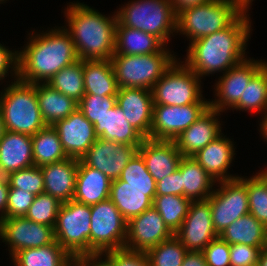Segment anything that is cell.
Returning <instances> with one entry per match:
<instances>
[{
    "label": "cell",
    "instance_id": "1",
    "mask_svg": "<svg viewBox=\"0 0 267 266\" xmlns=\"http://www.w3.org/2000/svg\"><path fill=\"white\" fill-rule=\"evenodd\" d=\"M248 9L227 28L189 44L185 64L200 78L217 71L225 73L246 59L252 29Z\"/></svg>",
    "mask_w": 267,
    "mask_h": 266
},
{
    "label": "cell",
    "instance_id": "2",
    "mask_svg": "<svg viewBox=\"0 0 267 266\" xmlns=\"http://www.w3.org/2000/svg\"><path fill=\"white\" fill-rule=\"evenodd\" d=\"M47 32L31 33L29 43L23 50H17V79L20 81L47 83L62 68L79 60L71 35L64 26Z\"/></svg>",
    "mask_w": 267,
    "mask_h": 266
},
{
    "label": "cell",
    "instance_id": "3",
    "mask_svg": "<svg viewBox=\"0 0 267 266\" xmlns=\"http://www.w3.org/2000/svg\"><path fill=\"white\" fill-rule=\"evenodd\" d=\"M65 11V29L70 33L79 59L108 60L115 52L117 16L107 17L84 3H71Z\"/></svg>",
    "mask_w": 267,
    "mask_h": 266
},
{
    "label": "cell",
    "instance_id": "4",
    "mask_svg": "<svg viewBox=\"0 0 267 266\" xmlns=\"http://www.w3.org/2000/svg\"><path fill=\"white\" fill-rule=\"evenodd\" d=\"M249 5L244 0H210L177 14V33L190 43L230 26Z\"/></svg>",
    "mask_w": 267,
    "mask_h": 266
},
{
    "label": "cell",
    "instance_id": "5",
    "mask_svg": "<svg viewBox=\"0 0 267 266\" xmlns=\"http://www.w3.org/2000/svg\"><path fill=\"white\" fill-rule=\"evenodd\" d=\"M0 93V113L6 131L33 136L47 126L40 113L36 84L14 79Z\"/></svg>",
    "mask_w": 267,
    "mask_h": 266
},
{
    "label": "cell",
    "instance_id": "6",
    "mask_svg": "<svg viewBox=\"0 0 267 266\" xmlns=\"http://www.w3.org/2000/svg\"><path fill=\"white\" fill-rule=\"evenodd\" d=\"M115 13L121 25L152 34L165 45L177 33V14L170 0H135Z\"/></svg>",
    "mask_w": 267,
    "mask_h": 266
},
{
    "label": "cell",
    "instance_id": "7",
    "mask_svg": "<svg viewBox=\"0 0 267 266\" xmlns=\"http://www.w3.org/2000/svg\"><path fill=\"white\" fill-rule=\"evenodd\" d=\"M168 48L146 55H113V71L119 88L152 90L155 83L177 59Z\"/></svg>",
    "mask_w": 267,
    "mask_h": 266
},
{
    "label": "cell",
    "instance_id": "8",
    "mask_svg": "<svg viewBox=\"0 0 267 266\" xmlns=\"http://www.w3.org/2000/svg\"><path fill=\"white\" fill-rule=\"evenodd\" d=\"M54 234L56 242L71 257L91 255L90 206L74 200L62 203Z\"/></svg>",
    "mask_w": 267,
    "mask_h": 266
},
{
    "label": "cell",
    "instance_id": "9",
    "mask_svg": "<svg viewBox=\"0 0 267 266\" xmlns=\"http://www.w3.org/2000/svg\"><path fill=\"white\" fill-rule=\"evenodd\" d=\"M201 79L184 61L176 59L152 88L153 104H210L202 96Z\"/></svg>",
    "mask_w": 267,
    "mask_h": 266
},
{
    "label": "cell",
    "instance_id": "10",
    "mask_svg": "<svg viewBox=\"0 0 267 266\" xmlns=\"http://www.w3.org/2000/svg\"><path fill=\"white\" fill-rule=\"evenodd\" d=\"M91 254L125 247L127 221L114 203L107 199L90 206Z\"/></svg>",
    "mask_w": 267,
    "mask_h": 266
},
{
    "label": "cell",
    "instance_id": "11",
    "mask_svg": "<svg viewBox=\"0 0 267 266\" xmlns=\"http://www.w3.org/2000/svg\"><path fill=\"white\" fill-rule=\"evenodd\" d=\"M218 184L220 188L214 189L207 200L211 207L214 230L219 235L235 220L249 213V200L245 177L239 176Z\"/></svg>",
    "mask_w": 267,
    "mask_h": 266
},
{
    "label": "cell",
    "instance_id": "12",
    "mask_svg": "<svg viewBox=\"0 0 267 266\" xmlns=\"http://www.w3.org/2000/svg\"><path fill=\"white\" fill-rule=\"evenodd\" d=\"M210 108V104H153L150 139L174 141Z\"/></svg>",
    "mask_w": 267,
    "mask_h": 266
},
{
    "label": "cell",
    "instance_id": "13",
    "mask_svg": "<svg viewBox=\"0 0 267 266\" xmlns=\"http://www.w3.org/2000/svg\"><path fill=\"white\" fill-rule=\"evenodd\" d=\"M0 238L8 244L10 257L20 250L54 243V227L36 223L25 217L0 220Z\"/></svg>",
    "mask_w": 267,
    "mask_h": 266
},
{
    "label": "cell",
    "instance_id": "14",
    "mask_svg": "<svg viewBox=\"0 0 267 266\" xmlns=\"http://www.w3.org/2000/svg\"><path fill=\"white\" fill-rule=\"evenodd\" d=\"M246 59L223 73L215 83L217 99L210 101V108L218 112L231 109L243 96L252 77L267 63L266 61Z\"/></svg>",
    "mask_w": 267,
    "mask_h": 266
},
{
    "label": "cell",
    "instance_id": "15",
    "mask_svg": "<svg viewBox=\"0 0 267 266\" xmlns=\"http://www.w3.org/2000/svg\"><path fill=\"white\" fill-rule=\"evenodd\" d=\"M188 251H202L218 237L211 218L209 201H191L181 227L174 234Z\"/></svg>",
    "mask_w": 267,
    "mask_h": 266
},
{
    "label": "cell",
    "instance_id": "16",
    "mask_svg": "<svg viewBox=\"0 0 267 266\" xmlns=\"http://www.w3.org/2000/svg\"><path fill=\"white\" fill-rule=\"evenodd\" d=\"M138 147L98 137L80 160L113 181L119 179L127 163L138 151Z\"/></svg>",
    "mask_w": 267,
    "mask_h": 266
},
{
    "label": "cell",
    "instance_id": "17",
    "mask_svg": "<svg viewBox=\"0 0 267 266\" xmlns=\"http://www.w3.org/2000/svg\"><path fill=\"white\" fill-rule=\"evenodd\" d=\"M173 235L161 215L152 206L127 222L125 248L146 252Z\"/></svg>",
    "mask_w": 267,
    "mask_h": 266
},
{
    "label": "cell",
    "instance_id": "18",
    "mask_svg": "<svg viewBox=\"0 0 267 266\" xmlns=\"http://www.w3.org/2000/svg\"><path fill=\"white\" fill-rule=\"evenodd\" d=\"M57 131L63 149L69 158L80 160L97 140L94 125L77 108L63 120L56 122Z\"/></svg>",
    "mask_w": 267,
    "mask_h": 266
},
{
    "label": "cell",
    "instance_id": "19",
    "mask_svg": "<svg viewBox=\"0 0 267 266\" xmlns=\"http://www.w3.org/2000/svg\"><path fill=\"white\" fill-rule=\"evenodd\" d=\"M116 103L126 120L145 139H150L153 114L152 91L143 88H119Z\"/></svg>",
    "mask_w": 267,
    "mask_h": 266
},
{
    "label": "cell",
    "instance_id": "20",
    "mask_svg": "<svg viewBox=\"0 0 267 266\" xmlns=\"http://www.w3.org/2000/svg\"><path fill=\"white\" fill-rule=\"evenodd\" d=\"M220 114V112L209 108L203 116L176 137L174 142L183 157H193L211 141L223 134L221 133L220 121H218Z\"/></svg>",
    "mask_w": 267,
    "mask_h": 266
},
{
    "label": "cell",
    "instance_id": "21",
    "mask_svg": "<svg viewBox=\"0 0 267 266\" xmlns=\"http://www.w3.org/2000/svg\"><path fill=\"white\" fill-rule=\"evenodd\" d=\"M137 152L143 157L148 172L156 182L175 172L183 157L174 141L149 138L143 140Z\"/></svg>",
    "mask_w": 267,
    "mask_h": 266
},
{
    "label": "cell",
    "instance_id": "22",
    "mask_svg": "<svg viewBox=\"0 0 267 266\" xmlns=\"http://www.w3.org/2000/svg\"><path fill=\"white\" fill-rule=\"evenodd\" d=\"M229 138L222 134L211 141L207 146L198 151L192 158L213 178L217 183L233 180L239 176L228 174L234 160L235 146Z\"/></svg>",
    "mask_w": 267,
    "mask_h": 266
},
{
    "label": "cell",
    "instance_id": "23",
    "mask_svg": "<svg viewBox=\"0 0 267 266\" xmlns=\"http://www.w3.org/2000/svg\"><path fill=\"white\" fill-rule=\"evenodd\" d=\"M79 160H65L44 165L41 168L44 180V192L61 203L73 200Z\"/></svg>",
    "mask_w": 267,
    "mask_h": 266
},
{
    "label": "cell",
    "instance_id": "24",
    "mask_svg": "<svg viewBox=\"0 0 267 266\" xmlns=\"http://www.w3.org/2000/svg\"><path fill=\"white\" fill-rule=\"evenodd\" d=\"M155 196L156 190L136 189L120 179L111 182L109 199L127 222L151 208Z\"/></svg>",
    "mask_w": 267,
    "mask_h": 266
},
{
    "label": "cell",
    "instance_id": "25",
    "mask_svg": "<svg viewBox=\"0 0 267 266\" xmlns=\"http://www.w3.org/2000/svg\"><path fill=\"white\" fill-rule=\"evenodd\" d=\"M111 182L104 173L79 160L73 200L89 206L105 201L109 199Z\"/></svg>",
    "mask_w": 267,
    "mask_h": 266
},
{
    "label": "cell",
    "instance_id": "26",
    "mask_svg": "<svg viewBox=\"0 0 267 266\" xmlns=\"http://www.w3.org/2000/svg\"><path fill=\"white\" fill-rule=\"evenodd\" d=\"M94 128L98 137L120 144L140 146L145 139L129 124L122 109L117 104L113 108H110L94 124Z\"/></svg>",
    "mask_w": 267,
    "mask_h": 266
},
{
    "label": "cell",
    "instance_id": "27",
    "mask_svg": "<svg viewBox=\"0 0 267 266\" xmlns=\"http://www.w3.org/2000/svg\"><path fill=\"white\" fill-rule=\"evenodd\" d=\"M167 47L156 36L138 29L125 27L118 21L115 29L114 55H146Z\"/></svg>",
    "mask_w": 267,
    "mask_h": 266
},
{
    "label": "cell",
    "instance_id": "28",
    "mask_svg": "<svg viewBox=\"0 0 267 266\" xmlns=\"http://www.w3.org/2000/svg\"><path fill=\"white\" fill-rule=\"evenodd\" d=\"M0 164L12 172L33 166L31 136L6 131L0 140Z\"/></svg>",
    "mask_w": 267,
    "mask_h": 266
},
{
    "label": "cell",
    "instance_id": "29",
    "mask_svg": "<svg viewBox=\"0 0 267 266\" xmlns=\"http://www.w3.org/2000/svg\"><path fill=\"white\" fill-rule=\"evenodd\" d=\"M85 95L116 96L119 86L111 60H83Z\"/></svg>",
    "mask_w": 267,
    "mask_h": 266
},
{
    "label": "cell",
    "instance_id": "30",
    "mask_svg": "<svg viewBox=\"0 0 267 266\" xmlns=\"http://www.w3.org/2000/svg\"><path fill=\"white\" fill-rule=\"evenodd\" d=\"M36 95L41 116L47 126H53L78 108V102L47 83H36Z\"/></svg>",
    "mask_w": 267,
    "mask_h": 266
},
{
    "label": "cell",
    "instance_id": "31",
    "mask_svg": "<svg viewBox=\"0 0 267 266\" xmlns=\"http://www.w3.org/2000/svg\"><path fill=\"white\" fill-rule=\"evenodd\" d=\"M181 170L182 196L191 201L206 200L214 191L216 181L192 157H182Z\"/></svg>",
    "mask_w": 267,
    "mask_h": 266
},
{
    "label": "cell",
    "instance_id": "32",
    "mask_svg": "<svg viewBox=\"0 0 267 266\" xmlns=\"http://www.w3.org/2000/svg\"><path fill=\"white\" fill-rule=\"evenodd\" d=\"M267 228L250 213L241 216L226 227L218 236L230 244L253 247L266 246Z\"/></svg>",
    "mask_w": 267,
    "mask_h": 266
},
{
    "label": "cell",
    "instance_id": "33",
    "mask_svg": "<svg viewBox=\"0 0 267 266\" xmlns=\"http://www.w3.org/2000/svg\"><path fill=\"white\" fill-rule=\"evenodd\" d=\"M31 138L35 166L42 167L69 158L53 126H46Z\"/></svg>",
    "mask_w": 267,
    "mask_h": 266
},
{
    "label": "cell",
    "instance_id": "34",
    "mask_svg": "<svg viewBox=\"0 0 267 266\" xmlns=\"http://www.w3.org/2000/svg\"><path fill=\"white\" fill-rule=\"evenodd\" d=\"M70 257L55 241L42 247L20 250L11 258L15 266H63Z\"/></svg>",
    "mask_w": 267,
    "mask_h": 266
},
{
    "label": "cell",
    "instance_id": "35",
    "mask_svg": "<svg viewBox=\"0 0 267 266\" xmlns=\"http://www.w3.org/2000/svg\"><path fill=\"white\" fill-rule=\"evenodd\" d=\"M232 109L261 114L267 111V63L252 77Z\"/></svg>",
    "mask_w": 267,
    "mask_h": 266
},
{
    "label": "cell",
    "instance_id": "36",
    "mask_svg": "<svg viewBox=\"0 0 267 266\" xmlns=\"http://www.w3.org/2000/svg\"><path fill=\"white\" fill-rule=\"evenodd\" d=\"M190 204V199L177 195H156L152 202V206L173 234L181 227Z\"/></svg>",
    "mask_w": 267,
    "mask_h": 266
},
{
    "label": "cell",
    "instance_id": "37",
    "mask_svg": "<svg viewBox=\"0 0 267 266\" xmlns=\"http://www.w3.org/2000/svg\"><path fill=\"white\" fill-rule=\"evenodd\" d=\"M47 84L62 94L79 102L85 95L83 60L79 59L73 64L62 68Z\"/></svg>",
    "mask_w": 267,
    "mask_h": 266
},
{
    "label": "cell",
    "instance_id": "38",
    "mask_svg": "<svg viewBox=\"0 0 267 266\" xmlns=\"http://www.w3.org/2000/svg\"><path fill=\"white\" fill-rule=\"evenodd\" d=\"M249 213L267 228V170L246 178Z\"/></svg>",
    "mask_w": 267,
    "mask_h": 266
},
{
    "label": "cell",
    "instance_id": "39",
    "mask_svg": "<svg viewBox=\"0 0 267 266\" xmlns=\"http://www.w3.org/2000/svg\"><path fill=\"white\" fill-rule=\"evenodd\" d=\"M188 250L173 235L146 251L150 266H182Z\"/></svg>",
    "mask_w": 267,
    "mask_h": 266
},
{
    "label": "cell",
    "instance_id": "40",
    "mask_svg": "<svg viewBox=\"0 0 267 266\" xmlns=\"http://www.w3.org/2000/svg\"><path fill=\"white\" fill-rule=\"evenodd\" d=\"M119 179L124 181V185L136 189L156 190L157 187L156 180L148 172L143 157L138 152L127 163Z\"/></svg>",
    "mask_w": 267,
    "mask_h": 266
},
{
    "label": "cell",
    "instance_id": "41",
    "mask_svg": "<svg viewBox=\"0 0 267 266\" xmlns=\"http://www.w3.org/2000/svg\"><path fill=\"white\" fill-rule=\"evenodd\" d=\"M61 205L62 203L58 199L48 193H40L35 197L34 202L25 215V218L36 223L54 227Z\"/></svg>",
    "mask_w": 267,
    "mask_h": 266
},
{
    "label": "cell",
    "instance_id": "42",
    "mask_svg": "<svg viewBox=\"0 0 267 266\" xmlns=\"http://www.w3.org/2000/svg\"><path fill=\"white\" fill-rule=\"evenodd\" d=\"M10 188H18L37 196L44 192L42 170L38 166H31L12 173Z\"/></svg>",
    "mask_w": 267,
    "mask_h": 266
},
{
    "label": "cell",
    "instance_id": "43",
    "mask_svg": "<svg viewBox=\"0 0 267 266\" xmlns=\"http://www.w3.org/2000/svg\"><path fill=\"white\" fill-rule=\"evenodd\" d=\"M116 104V96L84 95L78 102V109L94 125Z\"/></svg>",
    "mask_w": 267,
    "mask_h": 266
},
{
    "label": "cell",
    "instance_id": "44",
    "mask_svg": "<svg viewBox=\"0 0 267 266\" xmlns=\"http://www.w3.org/2000/svg\"><path fill=\"white\" fill-rule=\"evenodd\" d=\"M35 195L27 191L10 188L6 207V218L25 217L35 199Z\"/></svg>",
    "mask_w": 267,
    "mask_h": 266
},
{
    "label": "cell",
    "instance_id": "45",
    "mask_svg": "<svg viewBox=\"0 0 267 266\" xmlns=\"http://www.w3.org/2000/svg\"><path fill=\"white\" fill-rule=\"evenodd\" d=\"M207 266H230L229 244L219 236L213 239L203 250Z\"/></svg>",
    "mask_w": 267,
    "mask_h": 266
},
{
    "label": "cell",
    "instance_id": "46",
    "mask_svg": "<svg viewBox=\"0 0 267 266\" xmlns=\"http://www.w3.org/2000/svg\"><path fill=\"white\" fill-rule=\"evenodd\" d=\"M115 266H150L146 252L119 248L105 252Z\"/></svg>",
    "mask_w": 267,
    "mask_h": 266
},
{
    "label": "cell",
    "instance_id": "47",
    "mask_svg": "<svg viewBox=\"0 0 267 266\" xmlns=\"http://www.w3.org/2000/svg\"><path fill=\"white\" fill-rule=\"evenodd\" d=\"M230 266H249L259 260L264 247H253L245 244H230Z\"/></svg>",
    "mask_w": 267,
    "mask_h": 266
},
{
    "label": "cell",
    "instance_id": "48",
    "mask_svg": "<svg viewBox=\"0 0 267 266\" xmlns=\"http://www.w3.org/2000/svg\"><path fill=\"white\" fill-rule=\"evenodd\" d=\"M156 195L182 196L181 170L179 168L171 175L157 181Z\"/></svg>",
    "mask_w": 267,
    "mask_h": 266
},
{
    "label": "cell",
    "instance_id": "49",
    "mask_svg": "<svg viewBox=\"0 0 267 266\" xmlns=\"http://www.w3.org/2000/svg\"><path fill=\"white\" fill-rule=\"evenodd\" d=\"M10 69V73L17 80L18 52L9 50L0 43V81L9 75Z\"/></svg>",
    "mask_w": 267,
    "mask_h": 266
},
{
    "label": "cell",
    "instance_id": "50",
    "mask_svg": "<svg viewBox=\"0 0 267 266\" xmlns=\"http://www.w3.org/2000/svg\"><path fill=\"white\" fill-rule=\"evenodd\" d=\"M182 266H207L202 251H188L183 259Z\"/></svg>",
    "mask_w": 267,
    "mask_h": 266
},
{
    "label": "cell",
    "instance_id": "51",
    "mask_svg": "<svg viewBox=\"0 0 267 266\" xmlns=\"http://www.w3.org/2000/svg\"><path fill=\"white\" fill-rule=\"evenodd\" d=\"M101 257H103V260ZM86 266H115V265L104 253H94L91 255H86Z\"/></svg>",
    "mask_w": 267,
    "mask_h": 266
},
{
    "label": "cell",
    "instance_id": "52",
    "mask_svg": "<svg viewBox=\"0 0 267 266\" xmlns=\"http://www.w3.org/2000/svg\"><path fill=\"white\" fill-rule=\"evenodd\" d=\"M210 0H170L171 5L174 8V12L178 14L183 9L204 4Z\"/></svg>",
    "mask_w": 267,
    "mask_h": 266
},
{
    "label": "cell",
    "instance_id": "53",
    "mask_svg": "<svg viewBox=\"0 0 267 266\" xmlns=\"http://www.w3.org/2000/svg\"><path fill=\"white\" fill-rule=\"evenodd\" d=\"M9 189L8 185L0 183V220L5 219Z\"/></svg>",
    "mask_w": 267,
    "mask_h": 266
},
{
    "label": "cell",
    "instance_id": "54",
    "mask_svg": "<svg viewBox=\"0 0 267 266\" xmlns=\"http://www.w3.org/2000/svg\"><path fill=\"white\" fill-rule=\"evenodd\" d=\"M12 173V171L5 169L0 164V183L10 186Z\"/></svg>",
    "mask_w": 267,
    "mask_h": 266
},
{
    "label": "cell",
    "instance_id": "55",
    "mask_svg": "<svg viewBox=\"0 0 267 266\" xmlns=\"http://www.w3.org/2000/svg\"><path fill=\"white\" fill-rule=\"evenodd\" d=\"M63 266H86V255L82 257H70Z\"/></svg>",
    "mask_w": 267,
    "mask_h": 266
},
{
    "label": "cell",
    "instance_id": "56",
    "mask_svg": "<svg viewBox=\"0 0 267 266\" xmlns=\"http://www.w3.org/2000/svg\"><path fill=\"white\" fill-rule=\"evenodd\" d=\"M264 114V118L262 120V122H260V132L262 134V136L266 139L264 141H267V111Z\"/></svg>",
    "mask_w": 267,
    "mask_h": 266
},
{
    "label": "cell",
    "instance_id": "57",
    "mask_svg": "<svg viewBox=\"0 0 267 266\" xmlns=\"http://www.w3.org/2000/svg\"><path fill=\"white\" fill-rule=\"evenodd\" d=\"M258 263L260 264V266H267V247L266 246L260 252Z\"/></svg>",
    "mask_w": 267,
    "mask_h": 266
},
{
    "label": "cell",
    "instance_id": "58",
    "mask_svg": "<svg viewBox=\"0 0 267 266\" xmlns=\"http://www.w3.org/2000/svg\"><path fill=\"white\" fill-rule=\"evenodd\" d=\"M5 132H6L5 124L3 122V118H2V115L0 113V140L4 136Z\"/></svg>",
    "mask_w": 267,
    "mask_h": 266
},
{
    "label": "cell",
    "instance_id": "59",
    "mask_svg": "<svg viewBox=\"0 0 267 266\" xmlns=\"http://www.w3.org/2000/svg\"><path fill=\"white\" fill-rule=\"evenodd\" d=\"M249 266H260V264L257 262L255 264L249 265Z\"/></svg>",
    "mask_w": 267,
    "mask_h": 266
},
{
    "label": "cell",
    "instance_id": "60",
    "mask_svg": "<svg viewBox=\"0 0 267 266\" xmlns=\"http://www.w3.org/2000/svg\"><path fill=\"white\" fill-rule=\"evenodd\" d=\"M4 1H5V0H0V4H1V3H5ZM6 1H7V0H6Z\"/></svg>",
    "mask_w": 267,
    "mask_h": 266
}]
</instances>
